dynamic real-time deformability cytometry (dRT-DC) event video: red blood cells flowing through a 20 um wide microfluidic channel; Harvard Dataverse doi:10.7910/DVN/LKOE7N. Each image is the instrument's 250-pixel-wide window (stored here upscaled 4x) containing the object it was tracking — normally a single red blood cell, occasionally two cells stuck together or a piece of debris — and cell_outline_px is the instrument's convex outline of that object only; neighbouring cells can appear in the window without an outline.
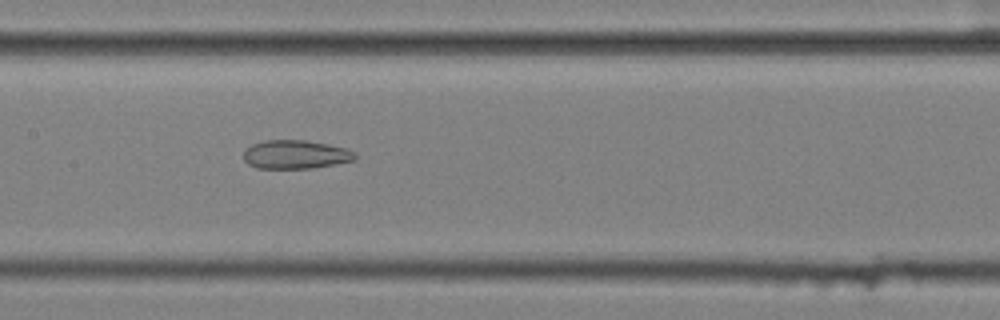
{"species": "common noctule bat (a hibernating species)", "species_latin": "Nyctalus noctula", "temperature_condition": "cold", "stored_images_in_passage": 57, "segment_of_instrument_passage": [2, 2], "camera_frame_rate_fps": 3000, "um_per_image_px": 0.085, "animal": {"sex": "female", "body_mass_g": 25.1}, "frame": {"image": 1, "passage_image": 29, "time_ms": 9.333, "image_size_px": [1000, 320], "cell_outline_px": [[356, 160], [336, 164], [312, 168], [256, 168], [248, 164], [244, 160], [244, 148], [252, 144], [264, 140], [304, 140], [328, 144], [348, 148], [356, 152]], "centroid_in_image_um": [25.14, 13.13], "position_along_channel_um": 182.3, "area_um2": 18.84}}
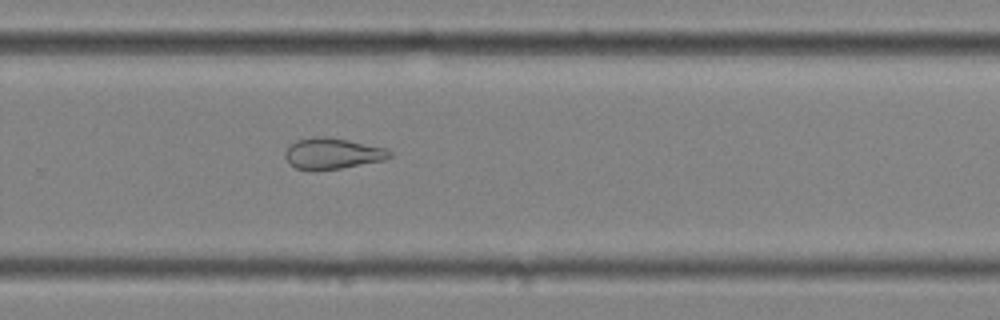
{"frame": {"image": 2, "passage_image": 39, "time_ms": 12.667, "image_size_px": [1000, 320], "cell_outline_px": [[392, 156], [384, 160], [340, 168], [296, 168], [288, 164], [284, 156], [284, 152], [288, 144], [296, 140], [316, 136], [324, 136], [348, 140], [388, 148], [392, 152]], "centroid_in_image_um": [28.25, 13.01], "position_along_channel_um": 301.5, "area_um2": 18.73}}
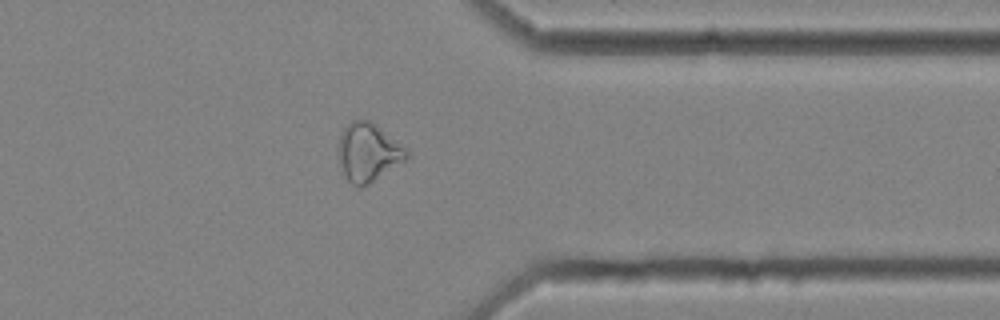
{"frame": {"image": 3, "passage_image": 46, "time_ms": 15.0, "image_size_px": [1000, 320], "cell_outline_px": [[408, 156], [404, 160], [368, 184], [360, 188], [352, 184], [348, 180], [340, 164], [336, 152], [336, 144], [340, 132], [352, 120], [368, 120], [376, 124], [408, 148]], "centroid_in_image_um": [31.25, 12.91], "position_along_channel_um": 380.1, "area_um2": 23.29}}